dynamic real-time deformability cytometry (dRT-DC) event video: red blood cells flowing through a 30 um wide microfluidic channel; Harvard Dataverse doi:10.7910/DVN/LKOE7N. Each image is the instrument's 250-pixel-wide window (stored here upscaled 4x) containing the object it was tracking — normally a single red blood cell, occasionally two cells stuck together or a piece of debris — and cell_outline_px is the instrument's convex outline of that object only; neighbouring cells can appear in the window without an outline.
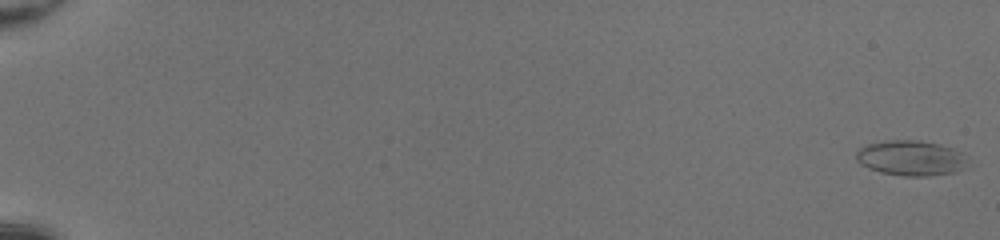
{"species": "common noctule bat (a hibernating species)", "species_latin": "Nyctalus noctula", "temperature_condition": "room temperature", "stored_images_in_passage": 52, "camera_frame_rate_fps": 3000, "um_per_image_px": 0.085, "animal": {"sex": "female", "body_mass_g": 20.0, "forearm_length_mm": 54.0}, "frame": {"image": 1, "passage_image": 1, "time_ms": 0.0, "image_size_px": [1000, 240], "cell_outline_px": [[968, 168], [956, 172], [928, 176], [904, 176], [880, 172], [868, 168], [860, 164], [856, 160], [856, 152], [860, 148], [868, 144], [884, 140], [920, 140], [952, 148], [960, 152], [968, 160]], "centroid_in_image_um": [77.44, 13.44], "position_along_channel_um": 7.6, "area_um2": 23.06}}
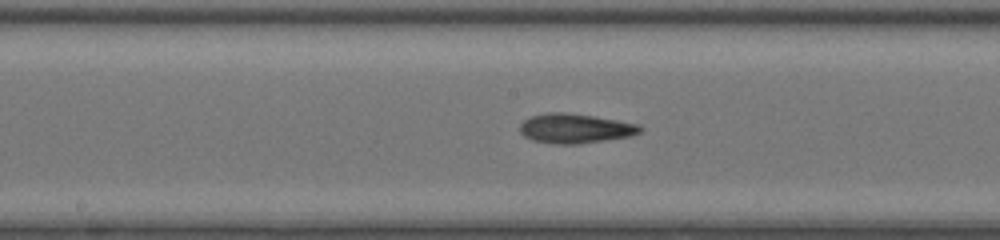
{"frame": {"image": 2, "passage_image": 30, "time_ms": 9.667, "image_size_px": [1000, 240], "cell_outline_px": [[644, 128], [640, 132], [632, 136], [580, 144], [556, 144], [532, 140], [524, 136], [520, 132], [520, 124], [524, 120], [532, 116], [548, 112], [564, 112], [592, 116], [640, 124]], "centroid_in_image_um": [48.91, 10.92], "position_along_channel_um": 199.3, "area_um2": 20.75}}
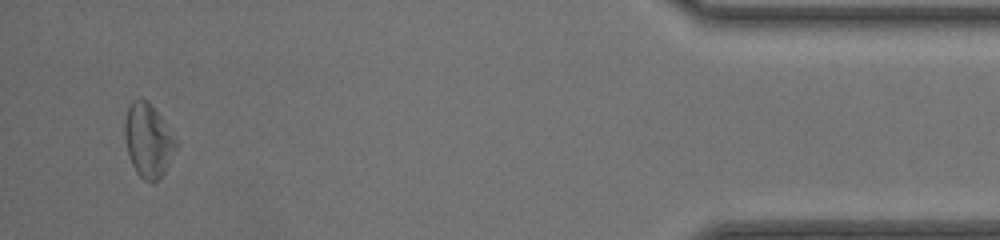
{"frame": {"image": 3, "passage_image": 50, "time_ms": 16.333, "image_size_px": [1000, 240], "cell_outline_px": [[176, 148], [164, 172], [156, 180], [144, 180], [136, 172], [132, 164], [128, 152], [124, 136], [124, 120], [128, 104], [132, 100], [140, 96], [148, 100], [152, 104], [176, 140]], "centroid_in_image_um": [12.55, 11.85], "position_along_channel_um": 422.7, "area_um2": 21.79}, "authors_computed_cell_mechanics": {"area_um2": 20.9525, "velocity_mm_per_s": 4.2766, "shape_relaxation_time_tau1_ms": 7.5573, "shape_relaxation_time_tau2_ms": 5.935, "deformation_change_tau1": 0.1544, "deformation_change_tau2": 0.1861}}